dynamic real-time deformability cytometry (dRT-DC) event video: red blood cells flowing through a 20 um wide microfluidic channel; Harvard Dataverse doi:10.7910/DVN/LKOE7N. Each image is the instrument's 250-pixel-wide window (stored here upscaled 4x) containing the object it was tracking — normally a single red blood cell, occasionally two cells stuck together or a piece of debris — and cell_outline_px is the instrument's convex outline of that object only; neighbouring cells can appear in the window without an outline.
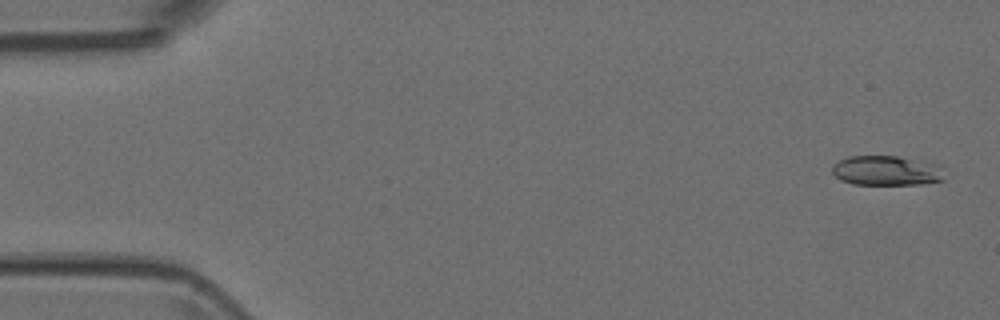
{"species": "Egyptian fruit bat (a non-hibernating species)", "species_latin": "Rousettus aegyptiacus", "temperature_condition": "room temperature", "stored_images_in_passage": 7, "camera_frame_rate_fps": 3000, "um_per_image_px": 0.085, "animal": {"sex": "female"}, "frame": {"image": 1, "passage_image": 1, "time_ms": 0.0, "image_size_px": [1000, 320], "cell_outline_px": [[944, 180], [920, 184], [852, 184], [840, 180], [832, 172], [832, 164], [836, 160], [848, 156], [896, 156], [932, 164]], "centroid_in_image_um": [75.16, 14.5], "position_along_channel_um": 9.8, "area_um2": 18.9}}
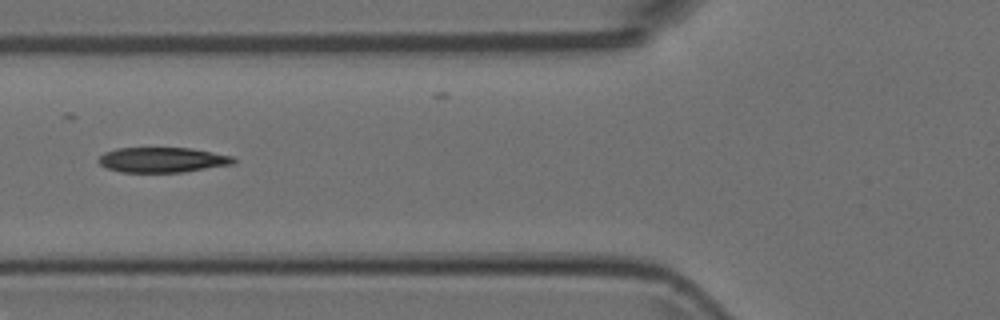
{"frame": {"image": 2, "passage_image": 6, "time_ms": 1.667, "image_size_px": [1000, 320], "cell_outline_px": [[236, 160], [232, 164], [184, 172], [120, 172], [108, 168], [100, 164], [96, 160], [104, 152], [116, 148], [192, 148], [232, 156]], "centroid_in_image_um": [13.77, 13.58], "position_along_channel_um": 112.0, "area_um2": 19.71}}
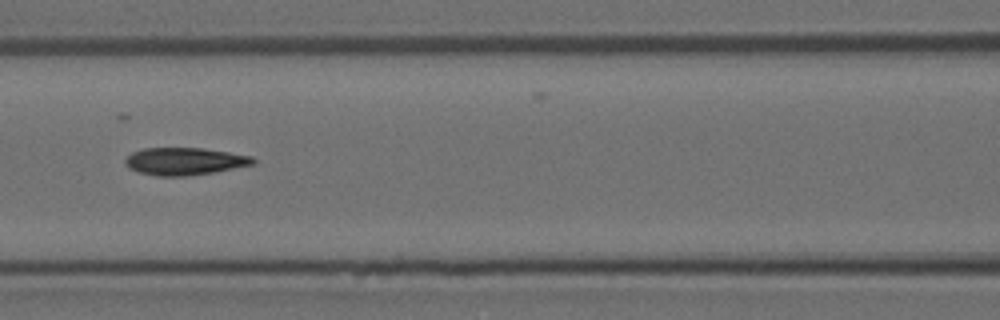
{"frame": {"image": 3, "passage_image": 7, "time_ms": 2.0, "image_size_px": [1000, 320], "cell_outline_px": [[256, 164], [212, 172], [184, 176], [156, 176], [140, 172], [128, 168], [124, 164], [124, 160], [132, 152], [144, 148], [200, 148], [228, 152], [252, 156], [256, 160]], "centroid_in_image_um": [15.68, 13.71], "position_along_channel_um": 150.9, "area_um2": 20.35}}